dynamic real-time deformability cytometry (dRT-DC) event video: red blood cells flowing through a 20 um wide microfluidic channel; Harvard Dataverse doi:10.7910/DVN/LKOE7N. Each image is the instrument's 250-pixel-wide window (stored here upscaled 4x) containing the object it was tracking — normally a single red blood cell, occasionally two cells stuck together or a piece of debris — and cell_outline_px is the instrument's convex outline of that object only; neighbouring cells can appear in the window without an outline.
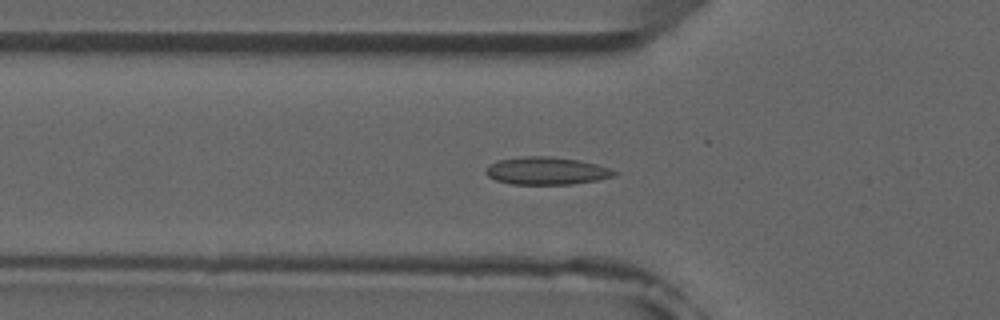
{"species": "common noctule bat (a hibernating species)", "species_latin": "Nyctalus noctula", "temperature_condition": "room temperature", "stored_images_in_passage": 50, "camera_frame_rate_fps": 3000, "um_per_image_px": 0.085, "animal": {"sex": "male", "forearm_length_mm": 52.5}, "frame": {"image": 1, "passage_image": 15, "time_ms": 4.667, "image_size_px": [1000, 320], "cell_outline_px": [[620, 172], [616, 176], [596, 180], [572, 184], [512, 184], [496, 180], [488, 176], [484, 172], [496, 160], [524, 156], [548, 156], [580, 160], [612, 168]], "centroid_in_image_um": [46.51, 14.52], "position_along_channel_um": 79.3, "area_um2": 20.75}}
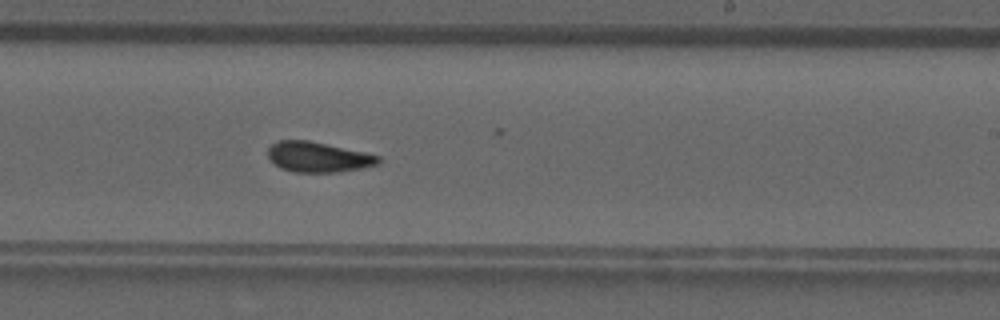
{"frame": {"image": 2, "passage_image": 29, "time_ms": 9.333, "image_size_px": [1000, 320], "cell_outline_px": [[380, 164], [340, 172], [296, 172], [280, 168], [268, 156], [268, 148], [272, 144], [280, 140], [308, 140], [364, 152], [380, 156]], "centroid_in_image_um": [27.05, 13.35], "position_along_channel_um": 261.9, "area_um2": 19.31}}
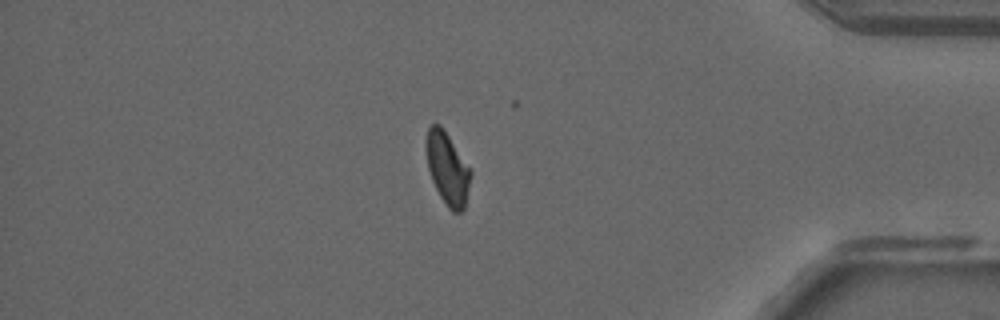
{"frame": {"image": 3, "passage_image": 42, "time_ms": 13.667, "image_size_px": [1000, 320], "cell_outline_px": [[472, 172], [464, 208], [460, 212], [452, 212], [448, 208], [440, 196], [432, 180], [428, 168], [428, 128], [432, 124], [440, 124], [472, 168]], "centroid_in_image_um": [38.09, 14.35], "position_along_channel_um": 397.1, "area_um2": 18.38}, "authors_computed_cell_mechanics": {"area_um2": 19.5942, "velocity_mm_per_s": 3.9117, "shape_relaxation_time_tau1_ms": null, "shape_relaxation_time_tau2_ms": 1.9633, "deformation_change_tau1": null, "deformation_change_tau2": 0.0634}}